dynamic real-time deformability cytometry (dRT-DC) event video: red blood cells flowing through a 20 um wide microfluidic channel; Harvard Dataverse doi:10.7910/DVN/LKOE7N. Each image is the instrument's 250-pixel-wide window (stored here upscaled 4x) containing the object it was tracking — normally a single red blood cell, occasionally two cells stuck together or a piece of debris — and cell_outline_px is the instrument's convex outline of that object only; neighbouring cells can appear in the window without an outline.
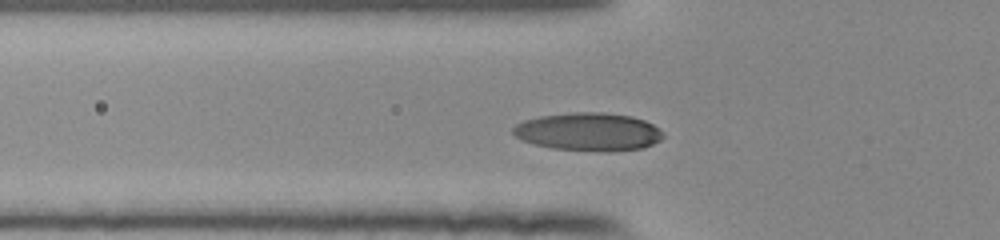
{"species": "human", "species_latin": "Homo sapiens", "temperature_condition": "room temperature", "stored_images_in_passage": 31, "camera_frame_rate_fps": 3000, "um_per_image_px": 0.085, "donor": {"sex": "female"}, "frame": {"image": 1, "passage_image": 11, "time_ms": 3.333, "image_size_px": [1000, 240], "cell_outline_px": [[664, 136], [660, 140], [644, 148], [612, 152], [604, 152], [552, 148], [520, 140], [512, 132], [512, 128], [516, 124], [524, 120], [540, 116], [572, 112], [604, 112], [632, 116], [644, 120], [660, 128]], "centroid_in_image_um": [50.04, 11.2], "position_along_channel_um": 75.8, "area_um2": 33.58}}
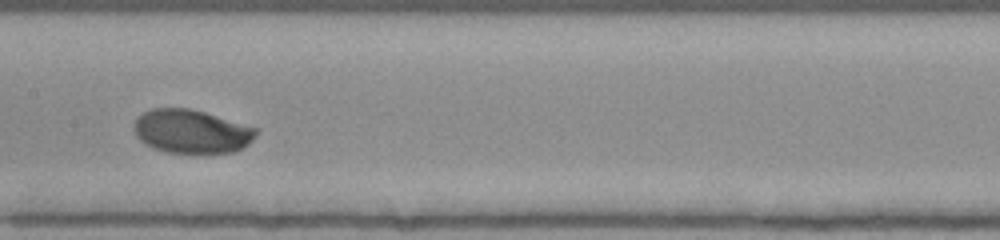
{"frame": {"image": 2, "passage_image": 20, "time_ms": 6.333, "image_size_px": [1000, 240], "cell_outline_px": [[260, 128], [256, 136], [248, 144], [236, 152], [164, 152], [140, 140], [136, 136], [132, 128], [136, 120], [144, 112], [152, 108], [188, 108], [204, 112]], "centroid_in_image_um": [16.31, 11.16], "position_along_channel_um": 191.1, "area_um2": 30.92}}
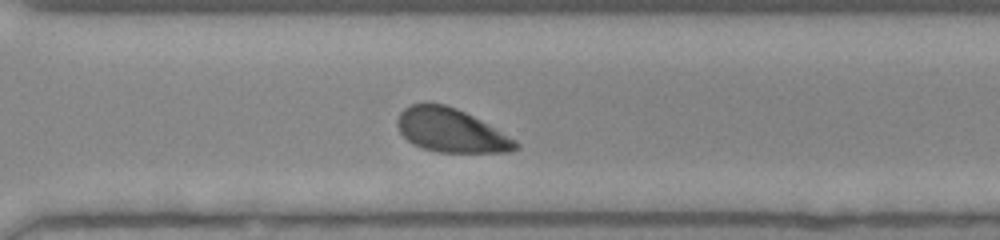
{"frame": {"image": 3, "passage_image": 31, "time_ms": 10.0, "image_size_px": [1000, 240], "cell_outline_px": [[520, 148], [508, 152], [436, 152], [412, 144], [400, 132], [396, 124], [396, 120], [400, 112], [404, 108], [412, 104], [444, 104], [456, 108], [480, 120], [516, 140], [520, 144]], "centroid_in_image_um": [38.32, 11.1], "position_along_channel_um": 332.3, "area_um2": 29.82}}